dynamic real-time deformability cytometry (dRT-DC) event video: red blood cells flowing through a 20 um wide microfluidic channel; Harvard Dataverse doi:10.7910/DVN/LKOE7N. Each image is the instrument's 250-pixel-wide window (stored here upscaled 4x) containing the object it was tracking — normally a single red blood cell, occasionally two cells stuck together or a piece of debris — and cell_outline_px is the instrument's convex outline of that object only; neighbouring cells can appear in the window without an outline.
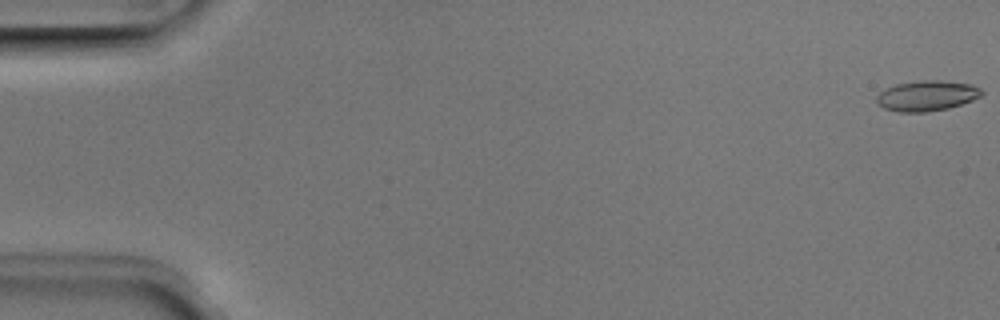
{"species": "Egyptian fruit bat (a non-hibernating species)", "species_latin": "Rousettus aegyptiacus", "temperature_condition": "room temperature", "stored_images_in_passage": 52, "camera_frame_rate_fps": 3000, "um_per_image_px": 0.085, "animal": {"sex": "male"}, "frame": {"image": 1, "passage_image": 1, "time_ms": 0.0, "image_size_px": [1000, 320], "cell_outline_px": [[984, 92], [980, 96], [972, 100], [948, 108], [924, 112], [900, 112], [884, 108], [876, 100], [876, 96], [880, 92], [896, 84], [924, 80], [940, 80], [972, 84], [980, 88]], "centroid_in_image_um": [78.8, 8.13], "position_along_channel_um": 6.2, "area_um2": 18.38}}
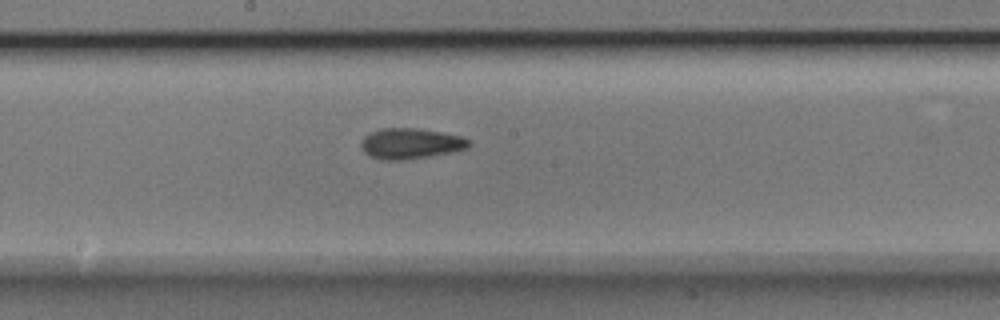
{"frame": {"image": 2, "passage_image": 28, "time_ms": 9.0, "image_size_px": [1000, 320], "cell_outline_px": [[472, 144], [468, 148], [452, 152], [428, 156], [400, 160], [380, 160], [368, 156], [364, 152], [360, 144], [364, 136], [368, 132], [380, 128], [416, 128], [464, 136], [472, 140]], "centroid_in_image_um": [34.9, 12.19], "position_along_channel_um": 213.3, "area_um2": 19.54}}
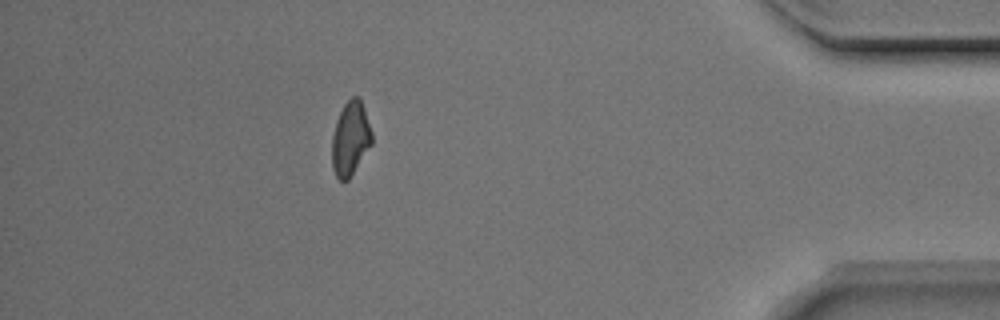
{"frame": {"image": 3, "passage_image": 46, "time_ms": 15.0, "image_size_px": [1000, 320], "cell_outline_px": [[372, 144], [348, 180], [340, 180], [336, 176], [332, 168], [332, 136], [336, 120], [344, 104], [352, 96], [360, 96], [372, 132]], "centroid_in_image_um": [29.78, 11.76], "position_along_channel_um": 405.4, "area_um2": 17.22}, "authors_computed_cell_mechanics": {"area_um2": 18.0625, "velocity_mm_per_s": 3.9836, "shape_relaxation_time_tau1_ms": 3.7507, "shape_relaxation_time_tau2_ms": 2.7711, "deformation_change_tau1": 0.1225, "deformation_change_tau2": 0.0949}}